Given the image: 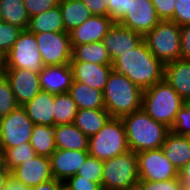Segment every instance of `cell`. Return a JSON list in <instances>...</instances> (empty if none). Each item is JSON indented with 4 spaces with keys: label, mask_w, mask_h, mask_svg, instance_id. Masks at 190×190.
<instances>
[{
    "label": "cell",
    "mask_w": 190,
    "mask_h": 190,
    "mask_svg": "<svg viewBox=\"0 0 190 190\" xmlns=\"http://www.w3.org/2000/svg\"><path fill=\"white\" fill-rule=\"evenodd\" d=\"M170 130L178 135L190 134V101H185L182 108L177 112Z\"/></svg>",
    "instance_id": "d590c367"
},
{
    "label": "cell",
    "mask_w": 190,
    "mask_h": 190,
    "mask_svg": "<svg viewBox=\"0 0 190 190\" xmlns=\"http://www.w3.org/2000/svg\"><path fill=\"white\" fill-rule=\"evenodd\" d=\"M105 109L111 117L122 118L142 109L143 90L125 75L112 69L103 90Z\"/></svg>",
    "instance_id": "3957f363"
},
{
    "label": "cell",
    "mask_w": 190,
    "mask_h": 190,
    "mask_svg": "<svg viewBox=\"0 0 190 190\" xmlns=\"http://www.w3.org/2000/svg\"><path fill=\"white\" fill-rule=\"evenodd\" d=\"M56 149L88 150L89 137L80 131L73 123L54 126Z\"/></svg>",
    "instance_id": "7402d4cb"
},
{
    "label": "cell",
    "mask_w": 190,
    "mask_h": 190,
    "mask_svg": "<svg viewBox=\"0 0 190 190\" xmlns=\"http://www.w3.org/2000/svg\"><path fill=\"white\" fill-rule=\"evenodd\" d=\"M11 178L29 188L48 182L53 179L50 159L36 155L14 168L11 171Z\"/></svg>",
    "instance_id": "5bb4252c"
},
{
    "label": "cell",
    "mask_w": 190,
    "mask_h": 190,
    "mask_svg": "<svg viewBox=\"0 0 190 190\" xmlns=\"http://www.w3.org/2000/svg\"><path fill=\"white\" fill-rule=\"evenodd\" d=\"M78 108L69 93L56 94L54 100V126L74 122Z\"/></svg>",
    "instance_id": "4dcf8cb0"
},
{
    "label": "cell",
    "mask_w": 190,
    "mask_h": 190,
    "mask_svg": "<svg viewBox=\"0 0 190 190\" xmlns=\"http://www.w3.org/2000/svg\"><path fill=\"white\" fill-rule=\"evenodd\" d=\"M2 142L1 148H13L30 142L33 122L27 116L26 110L19 106L9 115L0 118Z\"/></svg>",
    "instance_id": "8fae6325"
},
{
    "label": "cell",
    "mask_w": 190,
    "mask_h": 190,
    "mask_svg": "<svg viewBox=\"0 0 190 190\" xmlns=\"http://www.w3.org/2000/svg\"><path fill=\"white\" fill-rule=\"evenodd\" d=\"M30 144L37 155L49 158L56 150L54 127L34 125Z\"/></svg>",
    "instance_id": "f1b7e54d"
},
{
    "label": "cell",
    "mask_w": 190,
    "mask_h": 190,
    "mask_svg": "<svg viewBox=\"0 0 190 190\" xmlns=\"http://www.w3.org/2000/svg\"><path fill=\"white\" fill-rule=\"evenodd\" d=\"M138 181V159L135 152L129 150L103 161V190H125Z\"/></svg>",
    "instance_id": "52a82bcc"
},
{
    "label": "cell",
    "mask_w": 190,
    "mask_h": 190,
    "mask_svg": "<svg viewBox=\"0 0 190 190\" xmlns=\"http://www.w3.org/2000/svg\"><path fill=\"white\" fill-rule=\"evenodd\" d=\"M22 31L18 26L0 22V56L4 58L8 54Z\"/></svg>",
    "instance_id": "d6a6232c"
},
{
    "label": "cell",
    "mask_w": 190,
    "mask_h": 190,
    "mask_svg": "<svg viewBox=\"0 0 190 190\" xmlns=\"http://www.w3.org/2000/svg\"><path fill=\"white\" fill-rule=\"evenodd\" d=\"M129 150L122 118L111 117L97 134L89 137V156L101 161L121 155Z\"/></svg>",
    "instance_id": "5b68a950"
},
{
    "label": "cell",
    "mask_w": 190,
    "mask_h": 190,
    "mask_svg": "<svg viewBox=\"0 0 190 190\" xmlns=\"http://www.w3.org/2000/svg\"><path fill=\"white\" fill-rule=\"evenodd\" d=\"M184 100L164 79L143 91L142 109L155 121L172 128Z\"/></svg>",
    "instance_id": "277c9868"
},
{
    "label": "cell",
    "mask_w": 190,
    "mask_h": 190,
    "mask_svg": "<svg viewBox=\"0 0 190 190\" xmlns=\"http://www.w3.org/2000/svg\"><path fill=\"white\" fill-rule=\"evenodd\" d=\"M60 0H23L29 18L59 5Z\"/></svg>",
    "instance_id": "74e56055"
},
{
    "label": "cell",
    "mask_w": 190,
    "mask_h": 190,
    "mask_svg": "<svg viewBox=\"0 0 190 190\" xmlns=\"http://www.w3.org/2000/svg\"><path fill=\"white\" fill-rule=\"evenodd\" d=\"M5 155V166L12 171L22 162L33 159L37 154L30 142L21 144L13 148H2Z\"/></svg>",
    "instance_id": "1f68e13d"
},
{
    "label": "cell",
    "mask_w": 190,
    "mask_h": 190,
    "mask_svg": "<svg viewBox=\"0 0 190 190\" xmlns=\"http://www.w3.org/2000/svg\"><path fill=\"white\" fill-rule=\"evenodd\" d=\"M103 161L88 156L76 175H80L90 181L102 184Z\"/></svg>",
    "instance_id": "e575fe53"
},
{
    "label": "cell",
    "mask_w": 190,
    "mask_h": 190,
    "mask_svg": "<svg viewBox=\"0 0 190 190\" xmlns=\"http://www.w3.org/2000/svg\"><path fill=\"white\" fill-rule=\"evenodd\" d=\"M122 120L129 149L135 153L160 149L171 131L164 124L155 121L143 109L123 116Z\"/></svg>",
    "instance_id": "7a4b0ae2"
},
{
    "label": "cell",
    "mask_w": 190,
    "mask_h": 190,
    "mask_svg": "<svg viewBox=\"0 0 190 190\" xmlns=\"http://www.w3.org/2000/svg\"><path fill=\"white\" fill-rule=\"evenodd\" d=\"M111 118L106 109H79L73 124L86 136L97 134Z\"/></svg>",
    "instance_id": "cb8c5ba5"
},
{
    "label": "cell",
    "mask_w": 190,
    "mask_h": 190,
    "mask_svg": "<svg viewBox=\"0 0 190 190\" xmlns=\"http://www.w3.org/2000/svg\"><path fill=\"white\" fill-rule=\"evenodd\" d=\"M170 21L180 27L190 24V0H176L174 15Z\"/></svg>",
    "instance_id": "f35d334b"
},
{
    "label": "cell",
    "mask_w": 190,
    "mask_h": 190,
    "mask_svg": "<svg viewBox=\"0 0 190 190\" xmlns=\"http://www.w3.org/2000/svg\"><path fill=\"white\" fill-rule=\"evenodd\" d=\"M160 21L150 0H129L128 11L117 24L144 36Z\"/></svg>",
    "instance_id": "7c38bea8"
},
{
    "label": "cell",
    "mask_w": 190,
    "mask_h": 190,
    "mask_svg": "<svg viewBox=\"0 0 190 190\" xmlns=\"http://www.w3.org/2000/svg\"><path fill=\"white\" fill-rule=\"evenodd\" d=\"M11 178V171L9 169H0V188L4 187Z\"/></svg>",
    "instance_id": "c3c4849f"
},
{
    "label": "cell",
    "mask_w": 190,
    "mask_h": 190,
    "mask_svg": "<svg viewBox=\"0 0 190 190\" xmlns=\"http://www.w3.org/2000/svg\"><path fill=\"white\" fill-rule=\"evenodd\" d=\"M186 138H187L189 145H190V134L186 135Z\"/></svg>",
    "instance_id": "db71d44e"
},
{
    "label": "cell",
    "mask_w": 190,
    "mask_h": 190,
    "mask_svg": "<svg viewBox=\"0 0 190 190\" xmlns=\"http://www.w3.org/2000/svg\"><path fill=\"white\" fill-rule=\"evenodd\" d=\"M161 149L178 172L190 161V145L186 136L170 131Z\"/></svg>",
    "instance_id": "603a6c76"
},
{
    "label": "cell",
    "mask_w": 190,
    "mask_h": 190,
    "mask_svg": "<svg viewBox=\"0 0 190 190\" xmlns=\"http://www.w3.org/2000/svg\"><path fill=\"white\" fill-rule=\"evenodd\" d=\"M4 76L19 106H24L41 91L38 73L20 68H4Z\"/></svg>",
    "instance_id": "4fadbf2b"
},
{
    "label": "cell",
    "mask_w": 190,
    "mask_h": 190,
    "mask_svg": "<svg viewBox=\"0 0 190 190\" xmlns=\"http://www.w3.org/2000/svg\"><path fill=\"white\" fill-rule=\"evenodd\" d=\"M18 107L19 105L11 90V86L3 75L0 77V118L9 115Z\"/></svg>",
    "instance_id": "836d02e7"
},
{
    "label": "cell",
    "mask_w": 190,
    "mask_h": 190,
    "mask_svg": "<svg viewBox=\"0 0 190 190\" xmlns=\"http://www.w3.org/2000/svg\"><path fill=\"white\" fill-rule=\"evenodd\" d=\"M181 29V59L190 60V24L183 25Z\"/></svg>",
    "instance_id": "ee69618b"
},
{
    "label": "cell",
    "mask_w": 190,
    "mask_h": 190,
    "mask_svg": "<svg viewBox=\"0 0 190 190\" xmlns=\"http://www.w3.org/2000/svg\"><path fill=\"white\" fill-rule=\"evenodd\" d=\"M151 53L164 65L181 59V29L170 20L160 21L143 36Z\"/></svg>",
    "instance_id": "8992f818"
},
{
    "label": "cell",
    "mask_w": 190,
    "mask_h": 190,
    "mask_svg": "<svg viewBox=\"0 0 190 190\" xmlns=\"http://www.w3.org/2000/svg\"><path fill=\"white\" fill-rule=\"evenodd\" d=\"M74 81L103 91L107 84L112 65H99L90 62H70Z\"/></svg>",
    "instance_id": "d6986e66"
},
{
    "label": "cell",
    "mask_w": 190,
    "mask_h": 190,
    "mask_svg": "<svg viewBox=\"0 0 190 190\" xmlns=\"http://www.w3.org/2000/svg\"><path fill=\"white\" fill-rule=\"evenodd\" d=\"M71 46V62H90L99 65H112L113 63L106 47L103 45L101 41L90 44Z\"/></svg>",
    "instance_id": "4316f807"
},
{
    "label": "cell",
    "mask_w": 190,
    "mask_h": 190,
    "mask_svg": "<svg viewBox=\"0 0 190 190\" xmlns=\"http://www.w3.org/2000/svg\"><path fill=\"white\" fill-rule=\"evenodd\" d=\"M39 80L42 91L55 95L68 93L74 81L73 70L70 64L44 66Z\"/></svg>",
    "instance_id": "ac0fdd59"
},
{
    "label": "cell",
    "mask_w": 190,
    "mask_h": 190,
    "mask_svg": "<svg viewBox=\"0 0 190 190\" xmlns=\"http://www.w3.org/2000/svg\"><path fill=\"white\" fill-rule=\"evenodd\" d=\"M4 75V58L0 56V77Z\"/></svg>",
    "instance_id": "816d5d0a"
},
{
    "label": "cell",
    "mask_w": 190,
    "mask_h": 190,
    "mask_svg": "<svg viewBox=\"0 0 190 190\" xmlns=\"http://www.w3.org/2000/svg\"><path fill=\"white\" fill-rule=\"evenodd\" d=\"M1 142H2V134H1V126H0V147H1Z\"/></svg>",
    "instance_id": "f5cc1de1"
},
{
    "label": "cell",
    "mask_w": 190,
    "mask_h": 190,
    "mask_svg": "<svg viewBox=\"0 0 190 190\" xmlns=\"http://www.w3.org/2000/svg\"><path fill=\"white\" fill-rule=\"evenodd\" d=\"M44 66L70 64L72 46L69 32H46L35 34Z\"/></svg>",
    "instance_id": "9c48e42d"
},
{
    "label": "cell",
    "mask_w": 190,
    "mask_h": 190,
    "mask_svg": "<svg viewBox=\"0 0 190 190\" xmlns=\"http://www.w3.org/2000/svg\"><path fill=\"white\" fill-rule=\"evenodd\" d=\"M156 10L157 16L161 21L171 20L174 15L176 0H150Z\"/></svg>",
    "instance_id": "60d3db41"
},
{
    "label": "cell",
    "mask_w": 190,
    "mask_h": 190,
    "mask_svg": "<svg viewBox=\"0 0 190 190\" xmlns=\"http://www.w3.org/2000/svg\"><path fill=\"white\" fill-rule=\"evenodd\" d=\"M79 109H105L103 91L73 81L68 92Z\"/></svg>",
    "instance_id": "484cf974"
},
{
    "label": "cell",
    "mask_w": 190,
    "mask_h": 190,
    "mask_svg": "<svg viewBox=\"0 0 190 190\" xmlns=\"http://www.w3.org/2000/svg\"><path fill=\"white\" fill-rule=\"evenodd\" d=\"M129 0H109V16L118 23L128 11Z\"/></svg>",
    "instance_id": "b9f144b4"
},
{
    "label": "cell",
    "mask_w": 190,
    "mask_h": 190,
    "mask_svg": "<svg viewBox=\"0 0 190 190\" xmlns=\"http://www.w3.org/2000/svg\"><path fill=\"white\" fill-rule=\"evenodd\" d=\"M65 190H103L100 183L90 181L80 175H74L64 181Z\"/></svg>",
    "instance_id": "8d00e7d4"
},
{
    "label": "cell",
    "mask_w": 190,
    "mask_h": 190,
    "mask_svg": "<svg viewBox=\"0 0 190 190\" xmlns=\"http://www.w3.org/2000/svg\"><path fill=\"white\" fill-rule=\"evenodd\" d=\"M112 68L143 91L164 79V64L151 53L144 40L118 57Z\"/></svg>",
    "instance_id": "6da1fadb"
},
{
    "label": "cell",
    "mask_w": 190,
    "mask_h": 190,
    "mask_svg": "<svg viewBox=\"0 0 190 190\" xmlns=\"http://www.w3.org/2000/svg\"><path fill=\"white\" fill-rule=\"evenodd\" d=\"M0 190H30V188L10 178L8 183L4 187L0 188Z\"/></svg>",
    "instance_id": "7dc6e473"
},
{
    "label": "cell",
    "mask_w": 190,
    "mask_h": 190,
    "mask_svg": "<svg viewBox=\"0 0 190 190\" xmlns=\"http://www.w3.org/2000/svg\"><path fill=\"white\" fill-rule=\"evenodd\" d=\"M164 80L184 101H190V60L178 59L165 64Z\"/></svg>",
    "instance_id": "44dd1931"
},
{
    "label": "cell",
    "mask_w": 190,
    "mask_h": 190,
    "mask_svg": "<svg viewBox=\"0 0 190 190\" xmlns=\"http://www.w3.org/2000/svg\"><path fill=\"white\" fill-rule=\"evenodd\" d=\"M0 12L2 21L27 30L30 18L23 0H0Z\"/></svg>",
    "instance_id": "f546056e"
},
{
    "label": "cell",
    "mask_w": 190,
    "mask_h": 190,
    "mask_svg": "<svg viewBox=\"0 0 190 190\" xmlns=\"http://www.w3.org/2000/svg\"><path fill=\"white\" fill-rule=\"evenodd\" d=\"M143 41V35L115 23L102 39L112 62L123 53L133 50Z\"/></svg>",
    "instance_id": "2e32d148"
},
{
    "label": "cell",
    "mask_w": 190,
    "mask_h": 190,
    "mask_svg": "<svg viewBox=\"0 0 190 190\" xmlns=\"http://www.w3.org/2000/svg\"><path fill=\"white\" fill-rule=\"evenodd\" d=\"M139 182L144 186L145 190H181L183 186L179 177L159 182L144 180H139Z\"/></svg>",
    "instance_id": "ab89813d"
},
{
    "label": "cell",
    "mask_w": 190,
    "mask_h": 190,
    "mask_svg": "<svg viewBox=\"0 0 190 190\" xmlns=\"http://www.w3.org/2000/svg\"><path fill=\"white\" fill-rule=\"evenodd\" d=\"M4 68H20L40 73L44 68L35 34L23 30L4 57Z\"/></svg>",
    "instance_id": "ba28073f"
},
{
    "label": "cell",
    "mask_w": 190,
    "mask_h": 190,
    "mask_svg": "<svg viewBox=\"0 0 190 190\" xmlns=\"http://www.w3.org/2000/svg\"><path fill=\"white\" fill-rule=\"evenodd\" d=\"M92 15L109 16V0H81Z\"/></svg>",
    "instance_id": "7bdbcfd3"
},
{
    "label": "cell",
    "mask_w": 190,
    "mask_h": 190,
    "mask_svg": "<svg viewBox=\"0 0 190 190\" xmlns=\"http://www.w3.org/2000/svg\"><path fill=\"white\" fill-rule=\"evenodd\" d=\"M0 169H8L5 166V155L4 150L0 147Z\"/></svg>",
    "instance_id": "681fc988"
},
{
    "label": "cell",
    "mask_w": 190,
    "mask_h": 190,
    "mask_svg": "<svg viewBox=\"0 0 190 190\" xmlns=\"http://www.w3.org/2000/svg\"><path fill=\"white\" fill-rule=\"evenodd\" d=\"M55 94L40 91L32 100L22 106L34 125L54 127Z\"/></svg>",
    "instance_id": "ffe728a7"
},
{
    "label": "cell",
    "mask_w": 190,
    "mask_h": 190,
    "mask_svg": "<svg viewBox=\"0 0 190 190\" xmlns=\"http://www.w3.org/2000/svg\"><path fill=\"white\" fill-rule=\"evenodd\" d=\"M114 24L110 16L91 15L80 26L69 31L71 45L102 41Z\"/></svg>",
    "instance_id": "9a60e30c"
},
{
    "label": "cell",
    "mask_w": 190,
    "mask_h": 190,
    "mask_svg": "<svg viewBox=\"0 0 190 190\" xmlns=\"http://www.w3.org/2000/svg\"><path fill=\"white\" fill-rule=\"evenodd\" d=\"M59 8L66 32L80 26L92 15L81 0H60Z\"/></svg>",
    "instance_id": "83f0119b"
},
{
    "label": "cell",
    "mask_w": 190,
    "mask_h": 190,
    "mask_svg": "<svg viewBox=\"0 0 190 190\" xmlns=\"http://www.w3.org/2000/svg\"><path fill=\"white\" fill-rule=\"evenodd\" d=\"M88 156V150L56 149L49 157L53 178L64 182L76 175Z\"/></svg>",
    "instance_id": "e0dca14e"
},
{
    "label": "cell",
    "mask_w": 190,
    "mask_h": 190,
    "mask_svg": "<svg viewBox=\"0 0 190 190\" xmlns=\"http://www.w3.org/2000/svg\"><path fill=\"white\" fill-rule=\"evenodd\" d=\"M186 187L190 189V182L186 185Z\"/></svg>",
    "instance_id": "9f6ffc18"
},
{
    "label": "cell",
    "mask_w": 190,
    "mask_h": 190,
    "mask_svg": "<svg viewBox=\"0 0 190 190\" xmlns=\"http://www.w3.org/2000/svg\"><path fill=\"white\" fill-rule=\"evenodd\" d=\"M139 180L159 182L179 177L178 170L165 156L163 150L137 152Z\"/></svg>",
    "instance_id": "30bf717a"
},
{
    "label": "cell",
    "mask_w": 190,
    "mask_h": 190,
    "mask_svg": "<svg viewBox=\"0 0 190 190\" xmlns=\"http://www.w3.org/2000/svg\"><path fill=\"white\" fill-rule=\"evenodd\" d=\"M181 190H190V189L187 188L186 186H182Z\"/></svg>",
    "instance_id": "11a10c76"
},
{
    "label": "cell",
    "mask_w": 190,
    "mask_h": 190,
    "mask_svg": "<svg viewBox=\"0 0 190 190\" xmlns=\"http://www.w3.org/2000/svg\"><path fill=\"white\" fill-rule=\"evenodd\" d=\"M27 30L30 33L64 32L62 13L59 5L29 19Z\"/></svg>",
    "instance_id": "d4e9b609"
},
{
    "label": "cell",
    "mask_w": 190,
    "mask_h": 190,
    "mask_svg": "<svg viewBox=\"0 0 190 190\" xmlns=\"http://www.w3.org/2000/svg\"><path fill=\"white\" fill-rule=\"evenodd\" d=\"M30 190H65V187L63 181L53 178L48 182L31 187Z\"/></svg>",
    "instance_id": "f6af8a7d"
},
{
    "label": "cell",
    "mask_w": 190,
    "mask_h": 190,
    "mask_svg": "<svg viewBox=\"0 0 190 190\" xmlns=\"http://www.w3.org/2000/svg\"><path fill=\"white\" fill-rule=\"evenodd\" d=\"M125 190H145V189L144 186L138 181Z\"/></svg>",
    "instance_id": "f907efd6"
},
{
    "label": "cell",
    "mask_w": 190,
    "mask_h": 190,
    "mask_svg": "<svg viewBox=\"0 0 190 190\" xmlns=\"http://www.w3.org/2000/svg\"><path fill=\"white\" fill-rule=\"evenodd\" d=\"M179 178L183 186H186L190 182V161L179 171Z\"/></svg>",
    "instance_id": "bcb514c9"
}]
</instances>
